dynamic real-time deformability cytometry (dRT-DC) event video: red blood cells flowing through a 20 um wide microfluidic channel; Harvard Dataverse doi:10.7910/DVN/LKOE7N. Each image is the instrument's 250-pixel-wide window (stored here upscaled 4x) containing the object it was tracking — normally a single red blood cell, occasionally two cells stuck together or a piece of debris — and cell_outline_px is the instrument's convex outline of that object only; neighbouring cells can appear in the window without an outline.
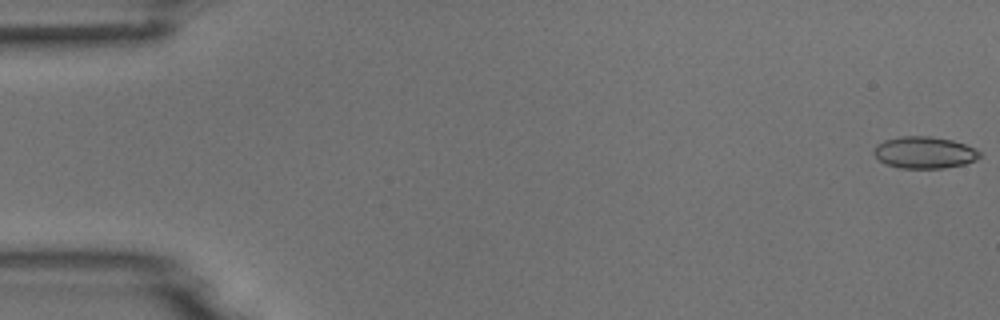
{"species": "common noctule bat (a hibernating species)", "species_latin": "Nyctalus noctula", "temperature_condition": "room temperature", "stored_images_in_passage": 7, "camera_frame_rate_fps": 3000, "um_per_image_px": 0.085, "animal": {"sex": "male", "body_mass_g": 18.8}, "frame": {"image": 1, "passage_image": 1, "time_ms": 0.0, "image_size_px": [1000, 320], "cell_outline_px": [[980, 156], [976, 160], [964, 164], [944, 168], [900, 168], [884, 164], [872, 152], [876, 144], [884, 140], [900, 136], [928, 136], [952, 140], [964, 144], [980, 152]], "centroid_in_image_um": [78.53, 12.96], "position_along_channel_um": 6.5, "area_um2": 19.59}}
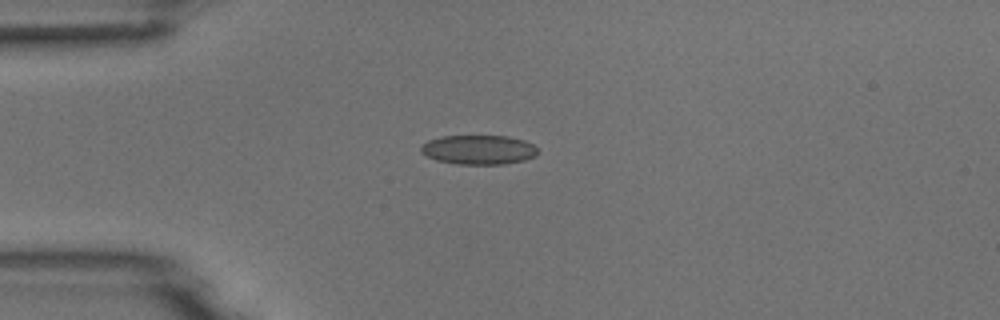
{"frame": {"image": 2, "passage_image": 4, "time_ms": 1.0, "image_size_px": [1000, 320], "cell_outline_px": [[536, 156], [524, 160], [504, 164], [456, 164], [436, 160], [420, 152], [420, 148], [428, 140], [444, 136], [508, 136], [524, 140], [532, 144], [536, 148]], "centroid_in_image_um": [40.68, 12.73], "position_along_channel_um": 44.3, "area_um2": 19.88}}